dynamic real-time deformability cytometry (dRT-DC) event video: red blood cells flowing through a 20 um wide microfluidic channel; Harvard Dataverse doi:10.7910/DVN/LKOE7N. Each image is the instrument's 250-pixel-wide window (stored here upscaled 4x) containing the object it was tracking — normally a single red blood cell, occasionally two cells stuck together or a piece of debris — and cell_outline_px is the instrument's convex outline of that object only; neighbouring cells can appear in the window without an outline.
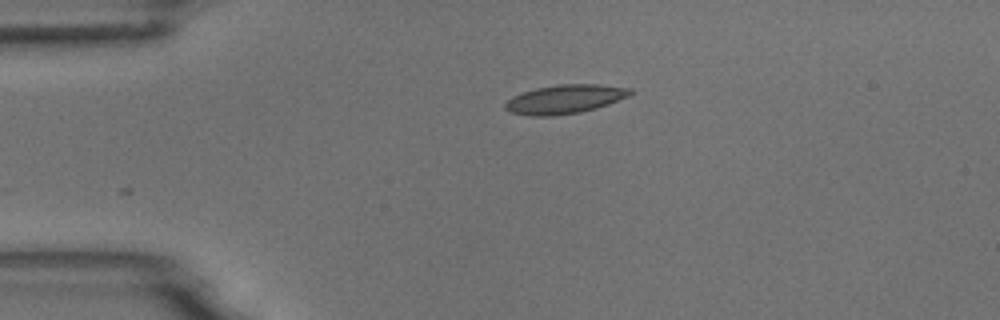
{"species": "common noctule bat (a hibernating species)", "species_latin": "Nyctalus noctula", "temperature_condition": "room temperature", "stored_images_in_passage": 4, "camera_frame_rate_fps": 3000, "um_per_image_px": 0.085, "animal": {"sex": "male", "body_mass_g": 18.8}, "frame": {"image": 1, "passage_image": 4, "time_ms": 3.333, "image_size_px": [1000, 320], "cell_outline_px": [[632, 92], [628, 96], [608, 104], [596, 108], [580, 112], [552, 116], [528, 116], [512, 112], [504, 108], [504, 104], [512, 96], [536, 88], [560, 84], [600, 84], [632, 88]], "centroid_in_image_um": [48.01, 8.43], "position_along_channel_um": 37.0, "area_um2": 20.98}}